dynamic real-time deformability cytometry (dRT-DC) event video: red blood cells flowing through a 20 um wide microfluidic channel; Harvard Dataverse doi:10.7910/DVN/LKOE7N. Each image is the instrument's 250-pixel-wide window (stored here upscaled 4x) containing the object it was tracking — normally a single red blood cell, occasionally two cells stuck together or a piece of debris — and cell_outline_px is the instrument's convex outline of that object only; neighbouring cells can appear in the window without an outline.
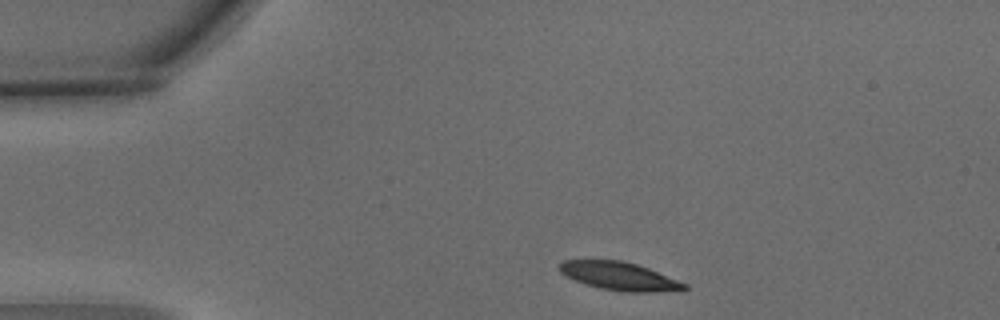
{"species": "common noctule bat (a hibernating species)", "species_latin": "Nyctalus noctula", "temperature_condition": "warm", "stored_images_in_passage": 2, "camera_frame_rate_fps": 3000, "um_per_image_px": 0.085, "animal": {"sex": "male", "body_mass_g": 15.6}, "frame": {"image": 1, "passage_image": 1, "time_ms": 0.0, "image_size_px": [1000, 320], "cell_outline_px": [[688, 288], [656, 292], [624, 292], [600, 288], [576, 280], [560, 272], [560, 264], [564, 260], [624, 260], [648, 268], [688, 284]], "centroid_in_image_um": [52.67, 23.47], "position_along_channel_um": 32.3, "area_um2": 20.17}}